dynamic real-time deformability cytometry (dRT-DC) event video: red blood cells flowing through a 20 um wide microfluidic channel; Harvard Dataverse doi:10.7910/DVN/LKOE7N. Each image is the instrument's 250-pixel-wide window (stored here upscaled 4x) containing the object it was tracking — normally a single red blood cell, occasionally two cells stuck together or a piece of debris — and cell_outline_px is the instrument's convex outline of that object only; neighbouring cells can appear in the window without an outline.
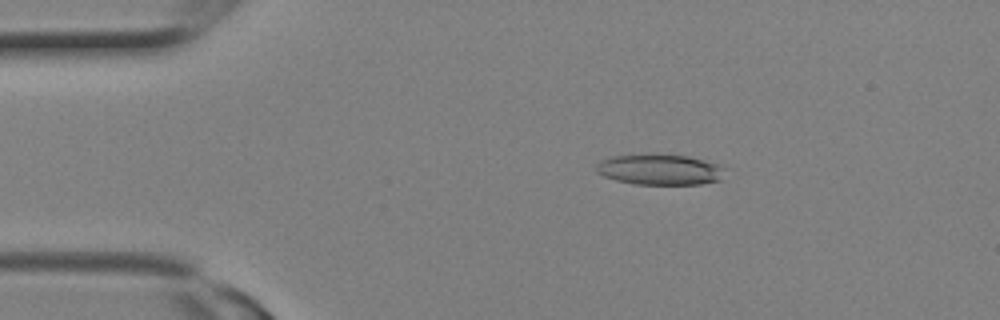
{"species": "Egyptian fruit bat (a non-hibernating species)", "species_latin": "Rousettus aegyptiacus", "temperature_condition": "room temperature", "stored_images_in_passage": 10, "camera_frame_rate_fps": 3000, "um_per_image_px": 0.085, "animal": {"sex": "female"}, "frame": {"image": 1, "passage_image": 4, "time_ms": 1.0, "image_size_px": [1000, 320], "cell_outline_px": [[724, 164], [720, 180], [700, 184], [636, 184], [616, 180], [604, 176], [596, 172], [596, 164], [600, 160], [612, 156], [652, 152], [656, 152], [688, 156]], "centroid_in_image_um": [56.07, 14.37], "position_along_channel_um": 28.9, "area_um2": 23.64}}
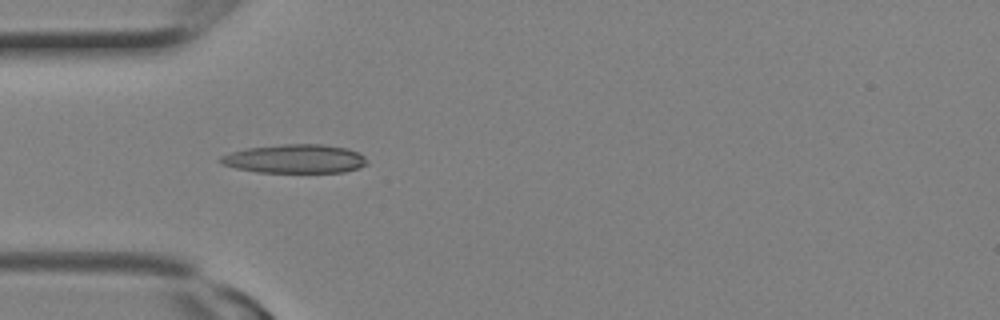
{"frame": {"image": 2, "passage_image": 7, "time_ms": 2.0, "image_size_px": [1000, 320], "cell_outline_px": [[368, 164], [360, 168], [344, 172], [256, 172], [236, 168], [220, 164], [216, 160], [220, 156], [232, 152], [248, 148], [284, 144], [324, 144], [348, 148], [360, 152], [368, 160]], "centroid_in_image_um": [25.1, 13.5], "position_along_channel_um": 59.9, "area_um2": 24.85}}
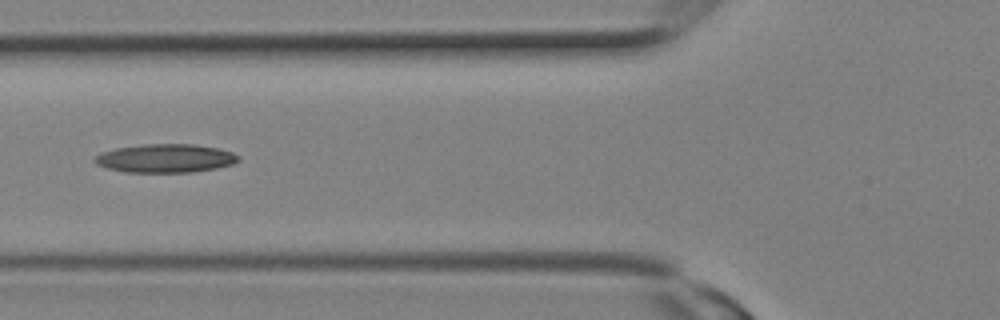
{"frame": {"image": 3, "passage_image": 9, "time_ms": 2.667, "image_size_px": [1000, 320], "cell_outline_px": [[240, 160], [232, 164], [216, 168], [192, 172], [124, 172], [108, 168], [96, 164], [92, 160], [100, 152], [116, 148], [144, 144], [192, 144], [216, 148], [232, 152], [240, 156]], "centroid_in_image_um": [14.04, 13.45], "position_along_channel_um": 111.8, "area_um2": 23.87}}